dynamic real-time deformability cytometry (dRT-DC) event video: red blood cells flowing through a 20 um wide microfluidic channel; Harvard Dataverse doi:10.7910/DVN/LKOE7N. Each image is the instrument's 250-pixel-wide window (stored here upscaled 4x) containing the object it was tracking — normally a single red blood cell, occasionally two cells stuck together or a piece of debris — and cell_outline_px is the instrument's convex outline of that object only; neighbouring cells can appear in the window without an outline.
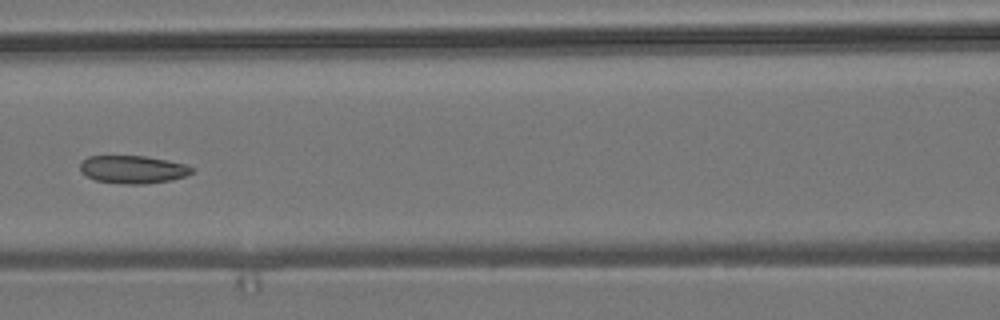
{"species": "common noctule bat (a hibernating species)", "species_latin": "Nyctalus noctula", "temperature_condition": "room temperature", "stored_images_in_passage": 10, "camera_frame_rate_fps": 3000, "um_per_image_px": 0.085, "animal": {"sex": "male", "body_mass_g": 19.2, "forearm_length_mm": 51.8}, "frame": {"image": 1, "passage_image": 7, "time_ms": 2.0, "image_size_px": [1000, 320], "cell_outline_px": [[196, 168], [192, 172], [184, 176], [172, 180], [144, 184], [124, 184], [96, 180], [80, 172], [80, 164], [88, 156], [144, 156], [168, 160], [184, 164]], "centroid_in_image_um": [11.31, 14.4], "position_along_channel_um": 155.3, "area_um2": 18.09}}
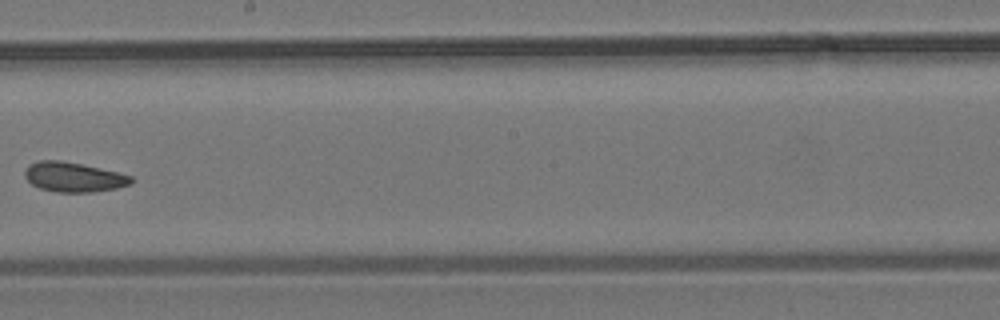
{"frame": {"image": 2, "passage_image": 9, "time_ms": 2.667, "image_size_px": [1000, 320], "cell_outline_px": [[136, 180], [132, 184], [116, 188], [92, 192], [56, 192], [40, 188], [32, 184], [24, 176], [24, 172], [28, 164], [40, 160], [60, 160], [80, 164], [116, 172], [132, 176]], "centroid_in_image_um": [6.26, 15.05], "position_along_channel_um": 241.9, "area_um2": 18.38}}
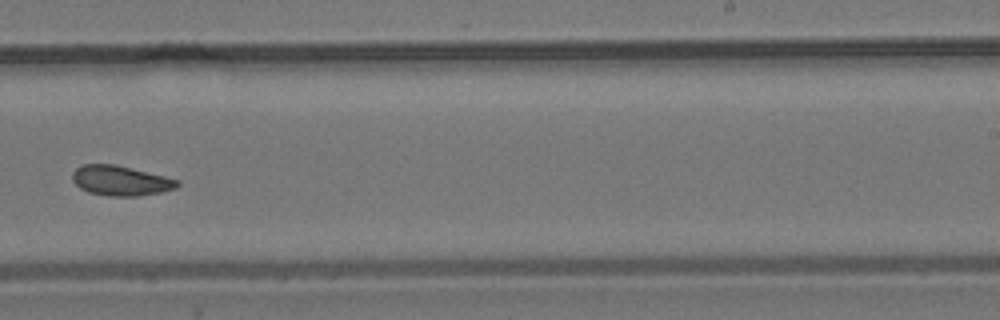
{"frame": {"image": 3, "passage_image": 10, "time_ms": 3.0, "image_size_px": [1000, 320], "cell_outline_px": [[180, 184], [176, 188], [160, 192], [136, 196], [108, 196], [88, 192], [80, 188], [72, 180], [72, 172], [76, 168], [84, 164], [116, 164], [180, 180]], "centroid_in_image_um": [10.24, 15.35], "position_along_channel_um": 278.8, "area_um2": 18.32}}